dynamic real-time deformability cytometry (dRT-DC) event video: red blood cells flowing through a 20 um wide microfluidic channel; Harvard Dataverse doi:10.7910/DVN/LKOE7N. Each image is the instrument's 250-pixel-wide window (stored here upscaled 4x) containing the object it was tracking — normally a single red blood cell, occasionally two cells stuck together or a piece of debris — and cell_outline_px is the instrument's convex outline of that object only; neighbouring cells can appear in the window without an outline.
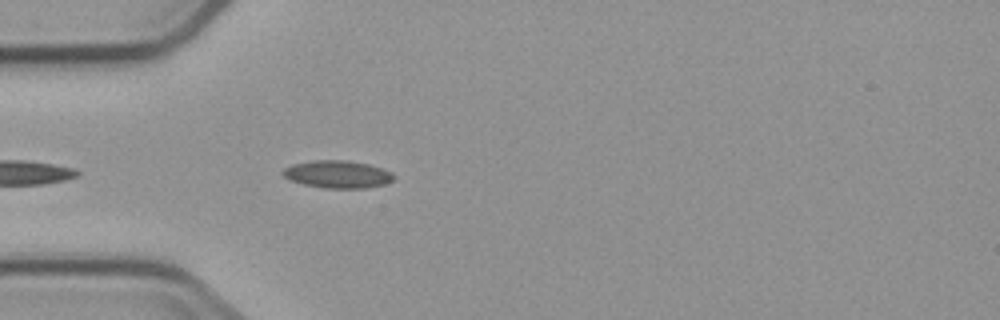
{"species": "common noctule bat (a hibernating species)", "species_latin": "Nyctalus noctula", "temperature_condition": "cold", "stored_images_in_passage": 3, "camera_frame_rate_fps": 3000, "um_per_image_px": 0.085, "animal": {"sex": "male", "body_mass_g": 23.1, "forearm_length_mm": 52.7}, "frame": {"image": 1, "passage_image": 3, "time_ms": 2.333, "image_size_px": [1000, 320], "cell_outline_px": [[396, 176], [392, 180], [384, 184], [364, 188], [320, 188], [288, 180], [280, 172], [284, 168], [292, 164], [316, 160], [348, 160], [368, 164], [392, 172]], "centroid_in_image_um": [28.66, 14.81], "position_along_channel_um": 56.3, "area_um2": 17.86}}